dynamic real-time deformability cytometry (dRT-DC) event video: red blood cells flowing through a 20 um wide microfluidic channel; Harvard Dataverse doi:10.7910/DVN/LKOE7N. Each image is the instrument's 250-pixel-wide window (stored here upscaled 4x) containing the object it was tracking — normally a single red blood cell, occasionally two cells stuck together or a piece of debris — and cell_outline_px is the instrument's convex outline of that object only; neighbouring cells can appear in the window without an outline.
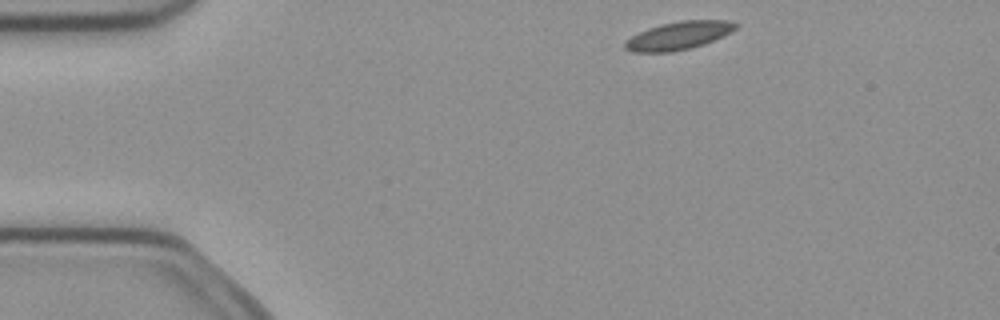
{"species": "common noctule bat (a hibernating species)", "species_latin": "Nyctalus noctula", "temperature_condition": "cold", "stored_images_in_passage": 3, "camera_frame_rate_fps": 3000, "um_per_image_px": 0.085, "animal": {"sex": "female", "body_mass_g": 21.9}, "frame": {"image": 1, "passage_image": 3, "time_ms": 0.667, "image_size_px": [1000, 320], "cell_outline_px": [[740, 24], [732, 32], [704, 44], [672, 52], [632, 52], [624, 48], [624, 40], [648, 28], [660, 24], [680, 20], [724, 20]], "centroid_in_image_um": [57.67, 3.02], "position_along_channel_um": 27.3, "area_um2": 18.09}}